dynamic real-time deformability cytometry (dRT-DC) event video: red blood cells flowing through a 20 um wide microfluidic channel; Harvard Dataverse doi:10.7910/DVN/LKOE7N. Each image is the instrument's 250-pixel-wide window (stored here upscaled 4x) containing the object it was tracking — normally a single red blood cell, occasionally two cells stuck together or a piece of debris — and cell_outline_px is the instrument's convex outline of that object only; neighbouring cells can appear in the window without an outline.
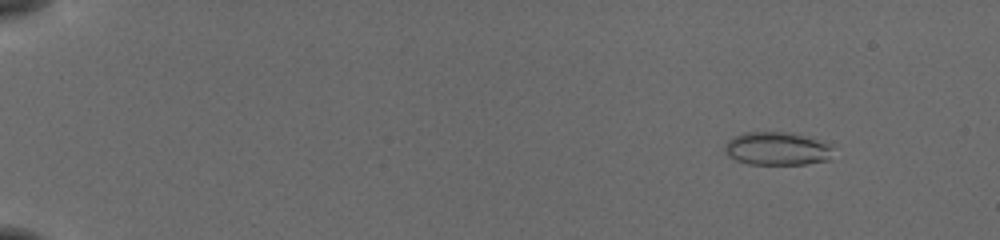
{"species": "common noctule bat (a hibernating species)", "species_latin": "Nyctalus noctula", "temperature_condition": "cold", "stored_images_in_passage": 56, "camera_frame_rate_fps": 3000, "um_per_image_px": 0.085, "animal": {"sex": "female", "body_mass_g": 19.5, "forearm_length_mm": 54.1}, "frame": {"image": 1, "passage_image": 7, "time_ms": 2.0, "image_size_px": [1000, 240], "cell_outline_px": [[832, 148], [828, 160], [804, 164], [748, 164], [736, 160], [728, 156], [724, 152], [724, 144], [728, 140], [744, 132], [788, 132], [832, 144]], "centroid_in_image_um": [66.0, 12.64], "position_along_channel_um": 19.0, "area_um2": 20.87}}
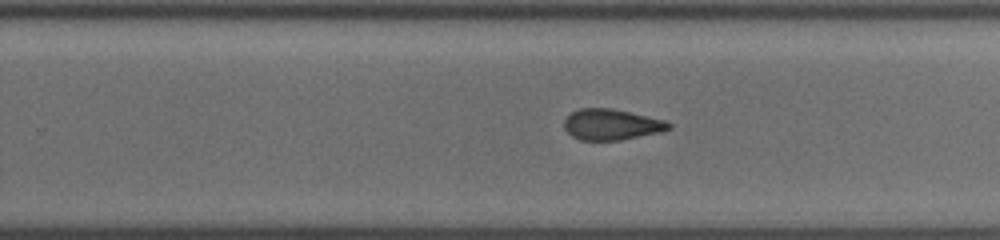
{"frame": {"image": 2, "passage_image": 38, "time_ms": 12.333, "image_size_px": [1000, 240], "cell_outline_px": [[672, 128], [660, 132], [620, 140], [580, 140], [572, 136], [564, 128], [564, 120], [572, 112], [580, 108], [612, 108], [664, 120], [672, 124]], "centroid_in_image_um": [51.97, 10.58], "position_along_channel_um": 277.8, "area_um2": 18.73}}
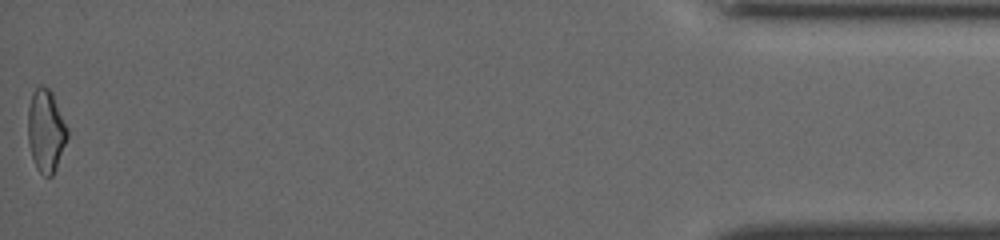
{"frame": {"image": 3, "passage_image": 56, "time_ms": 18.333, "image_size_px": [1000, 240], "cell_outline_px": [[68, 136], [56, 168], [52, 176], [44, 176], [36, 168], [32, 156], [28, 140], [28, 108], [32, 92], [40, 84], [48, 88], [52, 92], [68, 128]], "centroid_in_image_um": [3.9, 11.09], "position_along_channel_um": 431.3, "area_um2": 18.96}, "authors_computed_cell_mechanics": {"area_um2": 19.8832, "velocity_mm_per_s": 3.8755, "shape_relaxation_time_tau1_ms": null, "shape_relaxation_time_tau2_ms": 2.6039, "deformation_change_tau1": null, "deformation_change_tau2": 0.1042}}